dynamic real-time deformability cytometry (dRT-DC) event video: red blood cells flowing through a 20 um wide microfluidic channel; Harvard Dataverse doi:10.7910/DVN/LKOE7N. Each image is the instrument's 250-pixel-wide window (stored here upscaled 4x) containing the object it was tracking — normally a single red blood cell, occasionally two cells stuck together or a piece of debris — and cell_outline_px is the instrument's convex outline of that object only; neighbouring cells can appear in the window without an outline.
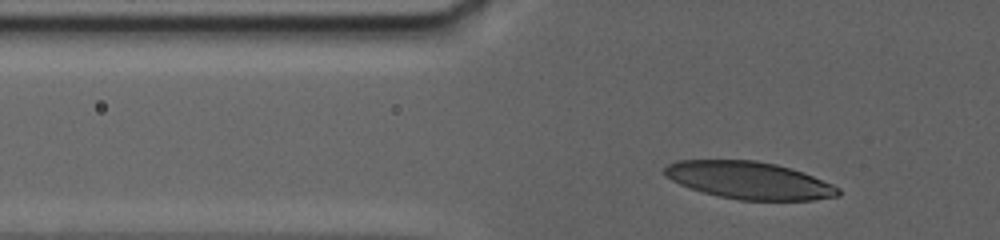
{"species": "human", "species_latin": "Homo sapiens", "temperature_condition": "warm", "stored_images_in_passage": 31, "camera_frame_rate_fps": 3000, "um_per_image_px": 0.085, "donor": {"sex": "female"}, "frame": {"image": 1, "passage_image": 11, "time_ms": 2.667, "image_size_px": [1000, 240], "cell_outline_px": [[840, 196], [816, 200], [740, 200], [720, 196], [704, 192], [680, 184], [664, 176], [664, 168], [668, 164], [676, 160], [756, 160], [776, 164], [804, 172], [832, 184], [840, 188]], "centroid_in_image_um": [63.7, 15.32], "position_along_channel_um": 62.1, "area_um2": 37.8}}
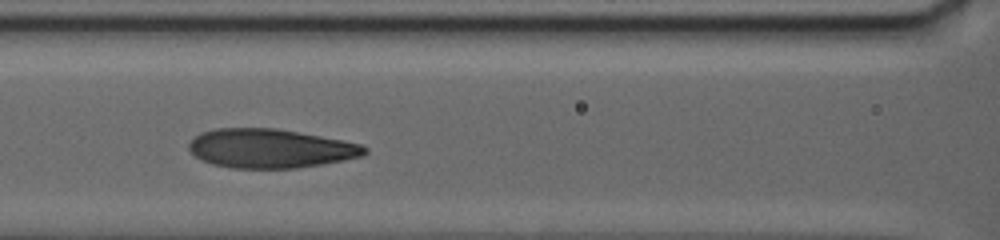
{"frame": {"image": 2, "passage_image": 25, "time_ms": 6.333, "image_size_px": [1000, 240], "cell_outline_px": [[368, 152], [364, 156], [344, 160], [296, 168], [232, 168], [212, 164], [200, 160], [188, 148], [188, 144], [200, 132], [216, 128], [276, 128], [344, 140], [360, 144], [368, 148]], "centroid_in_image_um": [22.98, 12.61], "position_along_channel_um": 143.6, "area_um2": 40.06}}
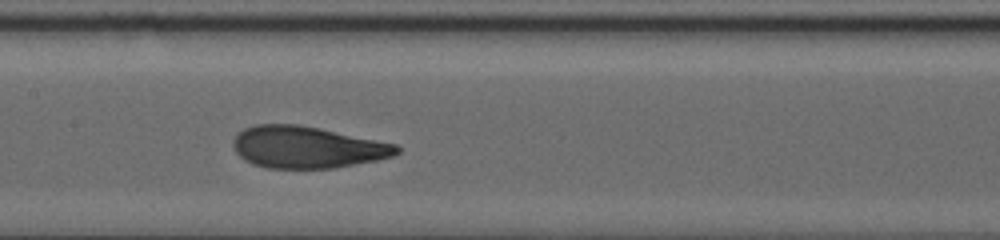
{"frame": {"image": 3, "passage_image": 30, "time_ms": 7.667, "image_size_px": [1000, 240], "cell_outline_px": [[400, 152], [396, 156], [336, 168], [268, 168], [252, 164], [244, 160], [236, 152], [232, 144], [232, 140], [244, 128], [256, 124], [300, 124], [320, 128], [396, 144], [400, 148]], "centroid_in_image_um": [26.11, 12.51], "position_along_channel_um": 181.3, "area_um2": 40.0}}